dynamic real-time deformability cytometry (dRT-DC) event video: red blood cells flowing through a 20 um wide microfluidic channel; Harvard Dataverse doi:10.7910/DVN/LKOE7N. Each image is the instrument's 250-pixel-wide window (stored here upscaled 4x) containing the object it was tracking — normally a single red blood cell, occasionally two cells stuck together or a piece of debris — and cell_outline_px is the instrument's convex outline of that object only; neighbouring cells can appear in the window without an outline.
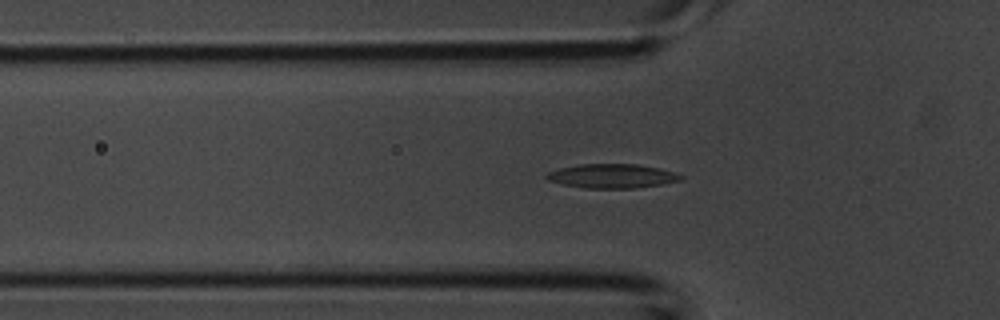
{"species": "common noctule bat (a hibernating species)", "species_latin": "Nyctalus noctula", "temperature_condition": "room temperature", "stored_images_in_passage": 35, "camera_frame_rate_fps": 3000, "um_per_image_px": 0.085, "animal": {"sex": "male", "body_mass_g": 20.1, "forearm_length_mm": 53.5}, "frame": {"image": 1, "passage_image": 5, "time_ms": 1.333, "image_size_px": [1000, 320], "cell_outline_px": [[684, 176], [680, 180], [660, 184], [636, 188], [584, 188], [564, 184], [548, 180], [544, 176], [548, 172], [560, 168], [580, 164], [636, 164], [660, 168]], "centroid_in_image_um": [52.0, 14.96], "position_along_channel_um": 73.8, "area_um2": 18.67}}
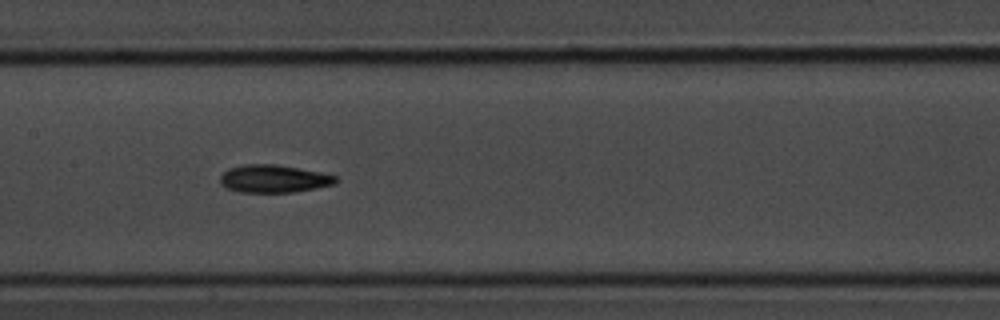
{"frame": {"image": 2, "passage_image": 12, "time_ms": 3.667, "image_size_px": [1000, 320], "cell_outline_px": [[340, 180], [336, 184], [316, 188], [292, 192], [240, 192], [224, 188], [220, 184], [220, 176], [228, 168], [244, 164], [276, 164], [320, 172], [340, 176]], "centroid_in_image_um": [23.29, 15.19], "position_along_channel_um": 184.1, "area_um2": 18.96}}
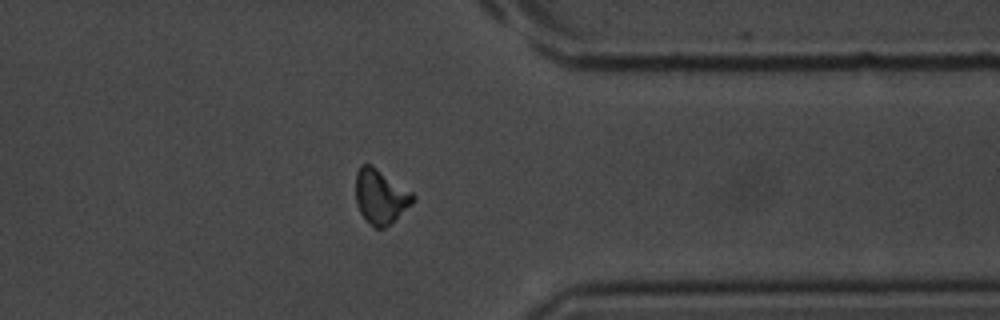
{"frame": {"image": 3, "passage_image": 25, "time_ms": 8.0, "image_size_px": [1000, 320], "cell_outline_px": [[416, 200], [412, 204], [384, 228], [376, 228], [360, 212], [356, 204], [356, 172], [360, 164], [372, 164], [412, 192], [416, 196]], "centroid_in_image_um": [32.35, 16.66], "position_along_channel_um": 379.1, "area_um2": 18.03}}